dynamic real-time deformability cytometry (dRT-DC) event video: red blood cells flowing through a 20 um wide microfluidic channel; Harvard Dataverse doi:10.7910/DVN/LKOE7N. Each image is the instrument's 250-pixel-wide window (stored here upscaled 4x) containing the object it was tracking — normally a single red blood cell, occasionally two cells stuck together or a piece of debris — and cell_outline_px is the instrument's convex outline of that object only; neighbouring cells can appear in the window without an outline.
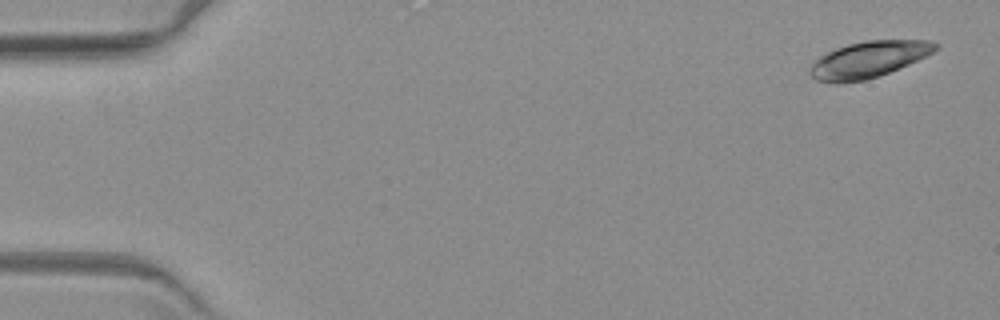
{"species": "common noctule bat (a hibernating species)", "species_latin": "Nyctalus noctula", "temperature_condition": "warm", "stored_images_in_passage": 4, "camera_frame_rate_fps": 3000, "um_per_image_px": 0.085, "animal": {"sex": "female", "body_mass_g": 19.3, "forearm_length_mm": 54.1}, "frame": {"image": 1, "passage_image": 1, "time_ms": 0.0, "image_size_px": [1000, 320], "cell_outline_px": [[940, 44], [932, 52], [908, 64], [888, 72], [864, 80], [836, 84], [832, 84], [816, 80], [808, 72], [808, 68], [820, 56], [836, 48], [848, 44], [868, 40], [928, 40]], "centroid_in_image_um": [73.76, 5.06], "position_along_channel_um": 11.2, "area_um2": 26.3}}